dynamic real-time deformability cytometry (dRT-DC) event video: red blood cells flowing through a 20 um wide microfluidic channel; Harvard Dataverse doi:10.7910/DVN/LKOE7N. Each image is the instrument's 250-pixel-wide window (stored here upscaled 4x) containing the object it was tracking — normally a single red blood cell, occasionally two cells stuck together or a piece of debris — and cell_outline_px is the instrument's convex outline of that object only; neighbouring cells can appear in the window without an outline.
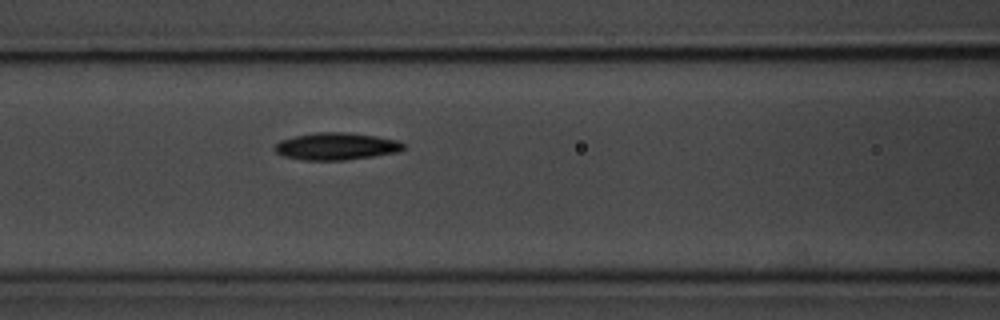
{"species": "common noctule bat (a hibernating species)", "species_latin": "Nyctalus noctula", "temperature_condition": "room temperature", "stored_images_in_passage": 3, "camera_frame_rate_fps": 3000, "um_per_image_px": 0.085, "animal": {"sex": "male", "body_mass_g": 20.1, "forearm_length_mm": 53.5}, "frame": {"image": 1, "passage_image": 3, "time_ms": 3.0, "image_size_px": [1000, 320], "cell_outline_px": [[404, 148], [400, 152], [344, 160], [304, 160], [284, 156], [276, 152], [276, 144], [280, 140], [296, 136], [316, 132], [352, 132], [376, 136], [396, 140], [404, 144]], "centroid_in_image_um": [28.61, 12.43], "position_along_channel_um": 138.0, "area_um2": 20.29}}